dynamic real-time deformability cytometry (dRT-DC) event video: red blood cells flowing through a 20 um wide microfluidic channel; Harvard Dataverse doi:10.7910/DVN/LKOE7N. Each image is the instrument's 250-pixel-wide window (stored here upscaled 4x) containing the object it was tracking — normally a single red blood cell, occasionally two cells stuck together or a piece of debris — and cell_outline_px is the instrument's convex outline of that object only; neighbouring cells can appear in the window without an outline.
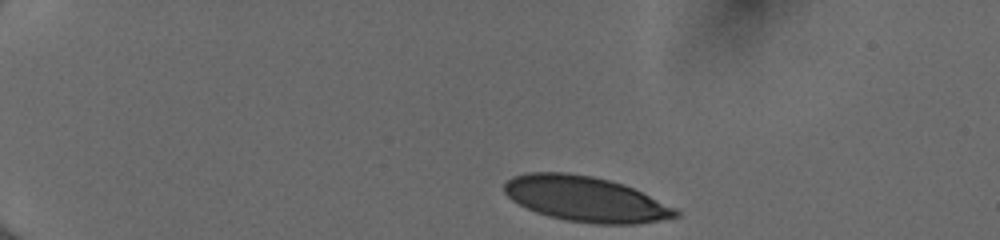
{"species": "human", "species_latin": "Homo sapiens", "temperature_condition": "cold", "stored_images_in_passage": 39, "camera_frame_rate_fps": 3000, "um_per_image_px": 0.085, "donor": {"sex": "female"}, "frame": {"image": 1, "passage_image": 1, "time_ms": 0.0, "image_size_px": [1000, 240], "cell_outline_px": [[680, 216], [636, 224], [596, 224], [564, 220], [548, 216], [536, 212], [512, 200], [504, 192], [504, 184], [512, 176], [528, 172], [568, 172], [592, 176], [624, 184], [676, 208], [680, 212]], "centroid_in_image_um": [49.76, 16.91], "position_along_channel_um": 35.2, "area_um2": 45.08}}
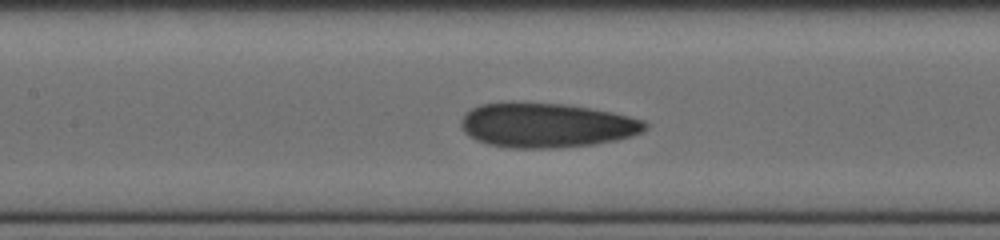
{"frame": {"image": 2, "passage_image": 17, "time_ms": 5.333, "image_size_px": [1000, 240], "cell_outline_px": [[648, 128], [632, 136], [616, 140], [592, 144], [552, 148], [508, 148], [488, 144], [476, 140], [468, 136], [460, 128], [460, 120], [464, 112], [480, 104], [512, 100], [564, 104], [612, 112], [644, 120], [648, 124]], "centroid_in_image_um": [46.37, 10.62], "position_along_channel_um": 161.0, "area_um2": 48.55}}
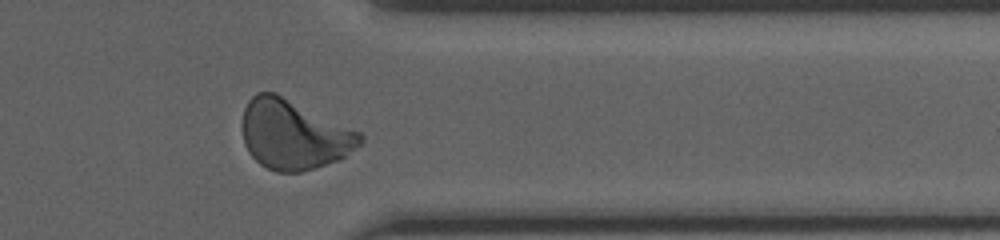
{"frame": {"image": 3, "passage_image": 34, "time_ms": 11.0, "image_size_px": [1000, 240], "cell_outline_px": [[364, 140], [360, 144], [340, 160], [300, 172], [276, 172], [260, 164], [248, 152], [244, 144], [244, 108], [248, 100], [256, 92], [276, 92], [360, 132], [364, 136]], "centroid_in_image_um": [24.97, 11.44], "position_along_channel_um": 386.4, "area_um2": 47.57}, "authors_computed_cell_mechanics": {"area_um2": 46.3556, "velocity_mm_per_s": 4.0209, "shape_relaxation_time_tau1_ms": 6.0193, "shape_relaxation_time_tau2_ms": 1.2307, "deformation_change_tau1": 0.1842, "deformation_change_tau2": 0.0763}}